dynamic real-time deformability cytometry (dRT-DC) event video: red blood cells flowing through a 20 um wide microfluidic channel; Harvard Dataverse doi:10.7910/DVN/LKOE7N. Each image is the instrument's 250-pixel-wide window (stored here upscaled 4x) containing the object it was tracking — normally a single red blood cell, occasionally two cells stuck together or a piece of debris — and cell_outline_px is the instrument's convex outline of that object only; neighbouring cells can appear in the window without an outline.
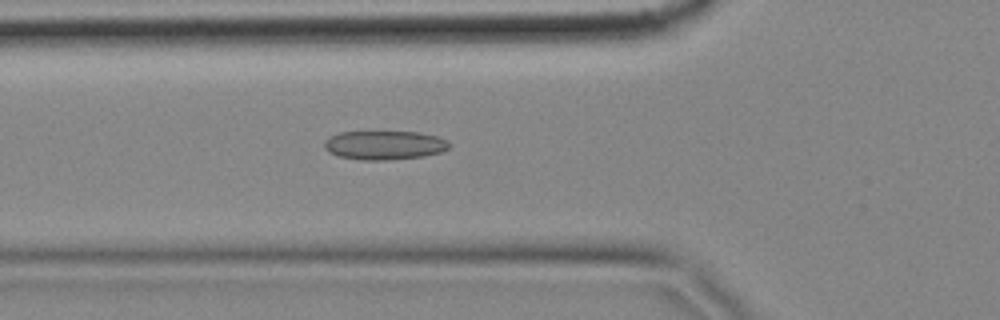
{"species": "common noctule bat (a hibernating species)", "species_latin": "Nyctalus noctula", "temperature_condition": "cold", "stored_images_in_passage": 3, "camera_frame_rate_fps": 3000, "um_per_image_px": 0.085, "animal": {"sex": "female", "body_mass_g": 18.4}, "frame": {"image": 1, "passage_image": 3, "time_ms": 0.667, "image_size_px": [1000, 320], "cell_outline_px": [[448, 148], [440, 152], [424, 156], [384, 160], [364, 160], [340, 156], [328, 152], [324, 148], [324, 140], [340, 132], [420, 132], [440, 136], [448, 140]], "centroid_in_image_um": [32.69, 12.33], "position_along_channel_um": 93.1, "area_um2": 20.98}}